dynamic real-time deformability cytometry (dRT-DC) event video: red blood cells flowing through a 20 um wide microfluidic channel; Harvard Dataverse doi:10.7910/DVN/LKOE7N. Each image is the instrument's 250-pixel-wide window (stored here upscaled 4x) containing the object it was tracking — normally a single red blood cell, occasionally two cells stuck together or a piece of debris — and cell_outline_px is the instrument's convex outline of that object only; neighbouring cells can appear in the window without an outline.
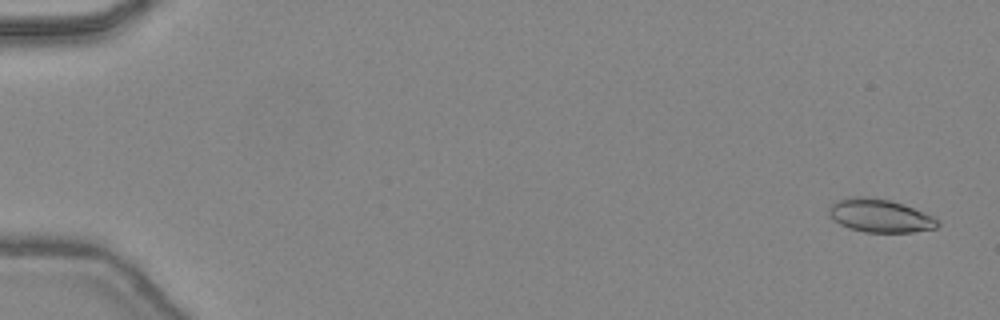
{"species": "common noctule bat (a hibernating species)", "species_latin": "Nyctalus noctula", "temperature_condition": "warm", "stored_images_in_passage": 32, "camera_frame_rate_fps": 3000, "um_per_image_px": 0.085, "animal": {"sex": "female", "body_mass_g": 24.6, "forearm_length_mm": 56.2}, "frame": {"image": 1, "passage_image": 2, "time_ms": 0.333, "image_size_px": [1000, 320], "cell_outline_px": [[940, 224], [936, 228], [912, 232], [864, 232], [848, 228], [840, 224], [828, 212], [828, 208], [836, 200], [848, 196], [864, 196], [892, 200], [936, 216], [940, 220]], "centroid_in_image_um": [74.83, 18.32], "position_along_channel_um": 10.2, "area_um2": 21.33}}
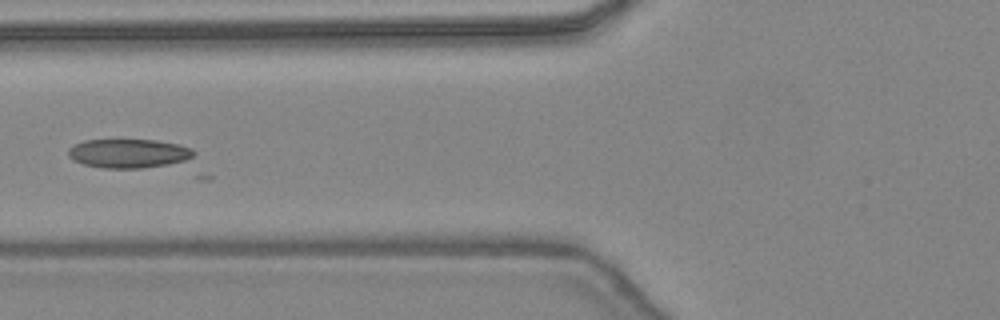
{"frame": {"image": 2, "passage_image": 20, "time_ms": 6.333, "image_size_px": [1000, 320], "cell_outline_px": [[196, 152], [192, 156], [184, 160], [168, 164], [140, 168], [104, 168], [84, 164], [72, 160], [68, 156], [68, 148], [72, 144], [84, 140], [156, 140], [180, 144], [192, 148]], "centroid_in_image_um": [10.9, 13.03], "position_along_channel_um": 114.9, "area_um2": 21.21}}
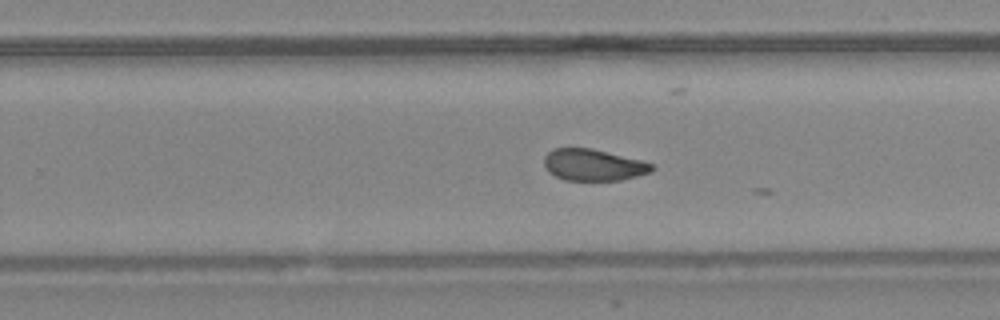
{"frame": {"image": 3, "passage_image": 31, "time_ms": 10.0, "image_size_px": [1000, 320], "cell_outline_px": [[656, 168], [652, 172], [620, 180], [564, 180], [548, 172], [544, 164], [544, 156], [552, 148], [592, 148], [640, 160], [652, 164]], "centroid_in_image_um": [50.42, 14.02], "position_along_channel_um": 279.4, "area_um2": 19.83}}